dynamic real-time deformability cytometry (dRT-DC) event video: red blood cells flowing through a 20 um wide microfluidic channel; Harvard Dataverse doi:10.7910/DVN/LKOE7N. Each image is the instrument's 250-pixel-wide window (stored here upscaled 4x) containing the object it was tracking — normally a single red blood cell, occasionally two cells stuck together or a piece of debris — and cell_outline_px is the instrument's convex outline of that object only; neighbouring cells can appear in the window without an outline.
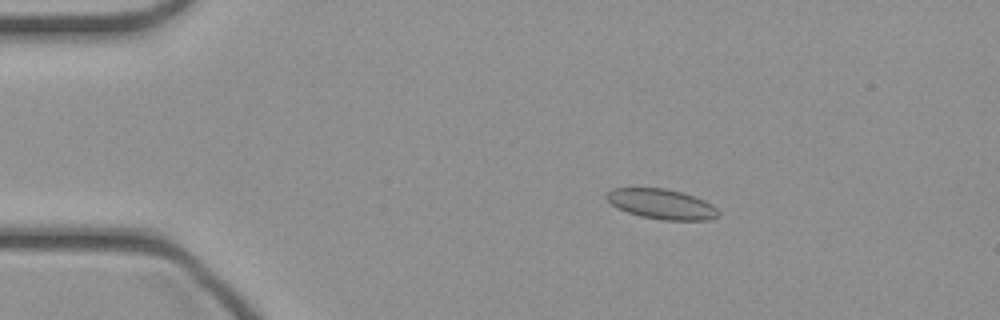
{"species": "common noctule bat (a hibernating species)", "species_latin": "Nyctalus noctula", "temperature_condition": "cold", "stored_images_in_passage": 47, "camera_frame_rate_fps": 3000, "um_per_image_px": 0.085, "animal": {"sex": "female", "body_mass_g": 21.9}, "frame": {"image": 1, "passage_image": 9, "time_ms": 2.667, "image_size_px": [1000, 320], "cell_outline_px": [[720, 216], [708, 220], [664, 220], [640, 216], [628, 212], [612, 204], [604, 196], [612, 188], [664, 188], [680, 192], [704, 200], [712, 204], [720, 212]], "centroid_in_image_um": [56.26, 17.35], "position_along_channel_um": 28.7, "area_um2": 19.42}}
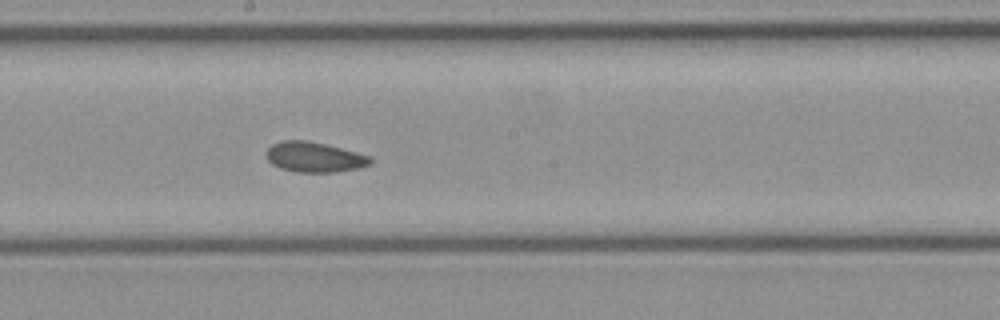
{"frame": {"image": 2, "passage_image": 26, "time_ms": 8.333, "image_size_px": [1000, 320], "cell_outline_px": [[372, 164], [360, 168], [336, 172], [296, 172], [280, 168], [272, 164], [268, 160], [264, 152], [272, 144], [280, 140], [308, 140], [372, 156]], "centroid_in_image_um": [26.71, 13.35], "position_along_channel_um": 221.5, "area_um2": 18.5}}
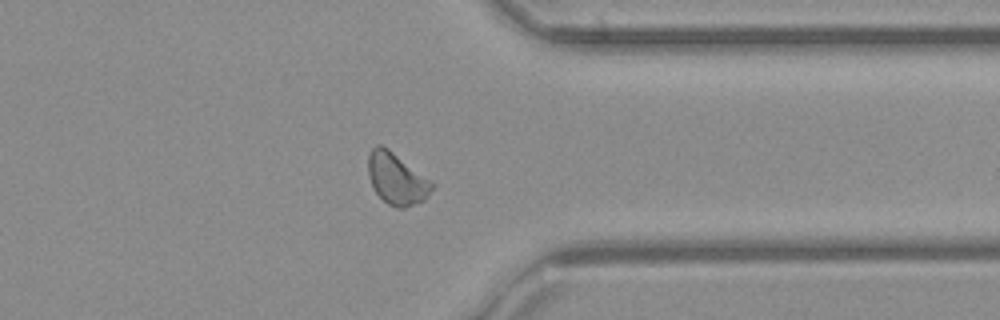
{"frame": {"image": 3, "passage_image": 37, "time_ms": 12.0, "image_size_px": [1000, 320], "cell_outline_px": [[436, 184], [424, 200], [404, 208], [396, 208], [388, 204], [376, 192], [368, 176], [368, 156], [372, 148], [376, 144], [380, 144], [388, 148], [432, 180]], "centroid_in_image_um": [33.73, 15.18], "position_along_channel_um": 377.7, "area_um2": 19.25}}